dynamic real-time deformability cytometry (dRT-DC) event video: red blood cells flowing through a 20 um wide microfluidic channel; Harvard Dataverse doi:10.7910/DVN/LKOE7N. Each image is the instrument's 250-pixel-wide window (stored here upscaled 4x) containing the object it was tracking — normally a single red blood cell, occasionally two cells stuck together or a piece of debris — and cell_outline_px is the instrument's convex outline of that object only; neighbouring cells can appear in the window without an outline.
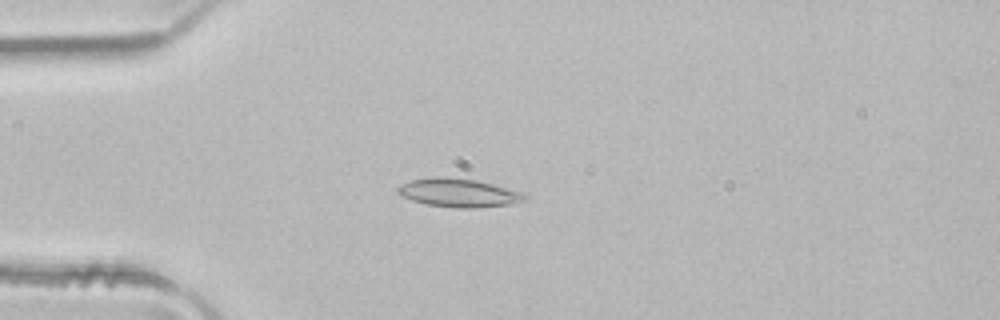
{"species": "common noctule bat (a hibernating species)", "species_latin": "Nyctalus noctula", "temperature_condition": "room temperature", "stored_images_in_passage": 3, "camera_frame_rate_fps": 3000, "um_per_image_px": 0.085, "animal": {"sex": "male", "body_mass_g": 21.5, "forearm_length_mm": 52.0}, "frame": {"image": 1, "passage_image": 3, "time_ms": 0.667, "image_size_px": [1000, 320], "cell_outline_px": [[528, 196], [524, 200], [508, 204], [476, 208], [456, 208], [428, 204], [412, 200], [396, 192], [396, 188], [412, 180], [436, 176], [476, 180], [524, 192]], "centroid_in_image_um": [39.01, 16.39], "position_along_channel_um": 46.0, "area_um2": 20.75}}